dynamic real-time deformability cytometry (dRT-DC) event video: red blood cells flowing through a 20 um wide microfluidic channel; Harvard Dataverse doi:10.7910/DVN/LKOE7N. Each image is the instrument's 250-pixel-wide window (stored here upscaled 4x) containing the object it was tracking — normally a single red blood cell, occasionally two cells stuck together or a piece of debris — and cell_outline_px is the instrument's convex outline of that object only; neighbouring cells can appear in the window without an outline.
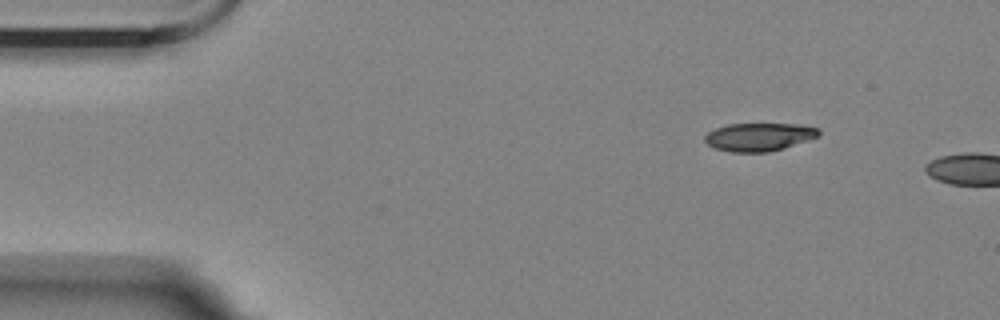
{"species": "Egyptian fruit bat (a non-hibernating species)", "species_latin": "Rousettus aegyptiacus", "temperature_condition": "room temperature", "stored_images_in_passage": 2, "camera_frame_rate_fps": 3000, "um_per_image_px": 0.085, "animal": {"sex": "female"}, "frame": {"image": 1, "passage_image": 1, "time_ms": 0.0, "image_size_px": [1000, 320], "cell_outline_px": [[820, 136], [784, 148], [768, 152], [728, 152], [716, 148], [708, 144], [704, 140], [704, 136], [708, 132], [716, 128], [728, 124], [800, 124], [820, 128]], "centroid_in_image_um": [64.54, 11.63], "position_along_channel_um": 20.5, "area_um2": 18.73}}